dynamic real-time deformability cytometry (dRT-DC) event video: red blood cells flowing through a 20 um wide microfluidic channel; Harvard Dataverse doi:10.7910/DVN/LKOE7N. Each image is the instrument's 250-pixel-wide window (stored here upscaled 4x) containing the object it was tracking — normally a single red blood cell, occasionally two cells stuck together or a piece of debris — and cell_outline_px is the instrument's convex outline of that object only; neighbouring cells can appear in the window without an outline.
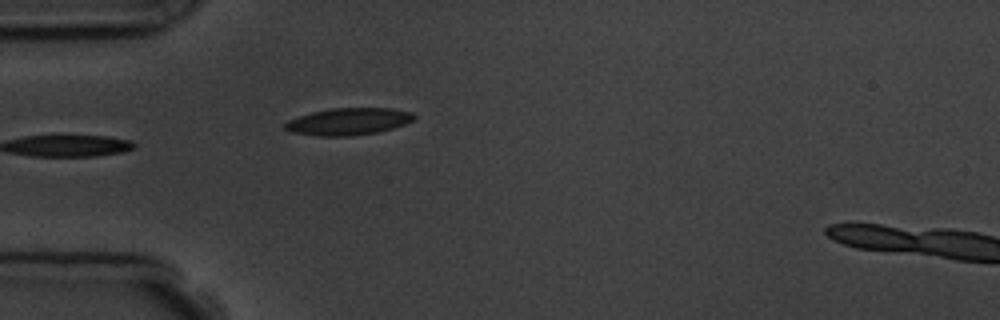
{"species": "common noctule bat (a hibernating species)", "species_latin": "Nyctalus noctula", "temperature_condition": "room temperature", "stored_images_in_passage": 6, "camera_frame_rate_fps": 3000, "um_per_image_px": 0.085, "animal": {"sex": "male", "body_mass_g": 19.5, "forearm_length_mm": 54.6}, "frame": {"image": 1, "passage_image": 5, "time_ms": 5.333, "image_size_px": [1000, 320], "cell_outline_px": [[416, 120], [392, 128], [376, 132], [352, 136], [316, 136], [292, 132], [284, 128], [284, 124], [288, 120], [312, 112], [332, 108], [392, 108], [412, 112], [416, 116]], "centroid_in_image_um": [29.64, 10.32], "position_along_channel_um": 55.4, "area_um2": 20.35}}